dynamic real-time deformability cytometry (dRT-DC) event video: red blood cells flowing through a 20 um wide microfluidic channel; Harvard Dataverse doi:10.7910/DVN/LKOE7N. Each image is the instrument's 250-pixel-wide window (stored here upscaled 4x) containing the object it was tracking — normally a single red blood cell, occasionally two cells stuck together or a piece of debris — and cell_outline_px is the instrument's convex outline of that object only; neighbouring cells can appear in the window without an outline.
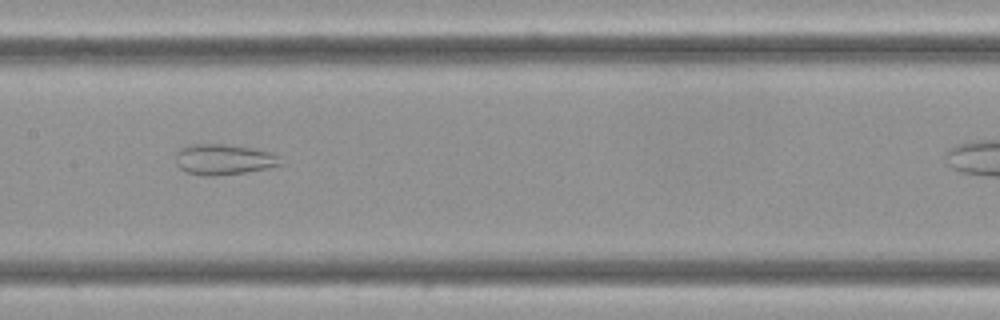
{"species": "Egyptian fruit bat (a non-hibernating species)", "species_latin": "Rousettus aegyptiacus", "temperature_condition": "cold", "stored_images_in_passage": 43, "camera_frame_rate_fps": 3000, "um_per_image_px": 0.085, "frame": {"image": 1, "passage_image": 24, "time_ms": 7.667, "image_size_px": [1000, 320], "cell_outline_px": [[284, 164], [244, 172], [212, 176], [208, 176], [184, 172], [176, 164], [176, 152], [180, 148], [188, 144], [228, 144], [268, 152], [276, 156]], "centroid_in_image_um": [18.92, 13.55], "position_along_channel_um": 188.5, "area_um2": 18.44}}
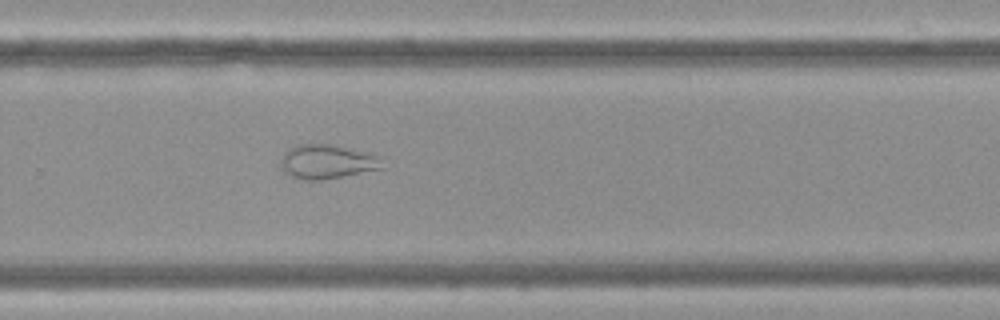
{"frame": {"image": 2, "passage_image": 34, "time_ms": 11.0, "image_size_px": [1000, 320], "cell_outline_px": [[384, 168], [340, 176], [316, 180], [308, 180], [292, 176], [284, 172], [280, 168], [280, 164], [284, 152], [288, 148], [296, 144], [328, 144], [352, 148], [380, 156]], "centroid_in_image_um": [27.78, 13.72], "position_along_channel_um": 302.0, "area_um2": 20.11}}
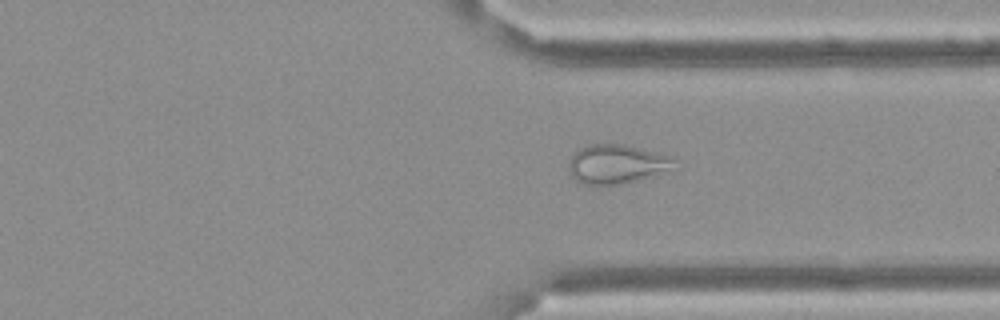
{"frame": {"image": 3, "passage_image": 39, "time_ms": 12.667, "image_size_px": [1000, 320], "cell_outline_px": [[672, 160], [668, 168], [636, 180], [616, 184], [584, 184], [576, 180], [568, 172], [568, 160], [580, 148], [588, 144], [624, 144], [656, 152], [668, 156]], "centroid_in_image_um": [52.26, 13.92], "position_along_channel_um": 359.1, "area_um2": 23.12}}